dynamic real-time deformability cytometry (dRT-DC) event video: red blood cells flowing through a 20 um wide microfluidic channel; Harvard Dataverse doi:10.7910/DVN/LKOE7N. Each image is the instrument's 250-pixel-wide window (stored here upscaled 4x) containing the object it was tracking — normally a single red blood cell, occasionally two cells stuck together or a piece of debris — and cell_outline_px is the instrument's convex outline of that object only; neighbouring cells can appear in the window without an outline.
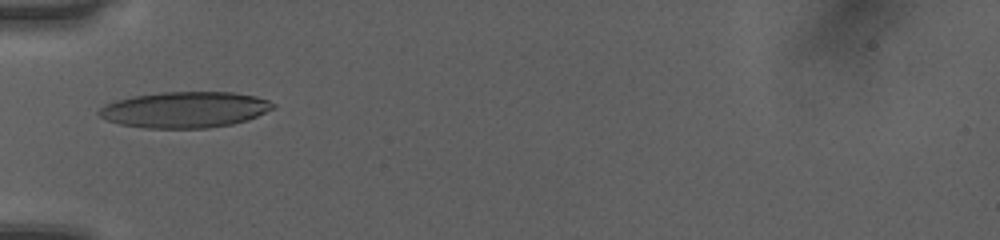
{"species": "human", "species_latin": "Homo sapiens", "temperature_condition": "room temperature", "stored_images_in_passage": 34, "camera_frame_rate_fps": 3000, "um_per_image_px": 0.085, "donor": {"sex": "female"}, "frame": {"image": 1, "passage_image": 1, "time_ms": 0.0, "image_size_px": [1000, 240], "cell_outline_px": [[276, 108], [248, 120], [232, 124], [208, 128], [148, 128], [120, 124], [108, 120], [100, 116], [96, 112], [104, 104], [116, 100], [132, 96], [160, 92], [232, 92], [256, 96], [268, 100], [276, 104]], "centroid_in_image_um": [15.74, 9.32], "position_along_channel_um": 69.3, "area_um2": 36.7}}
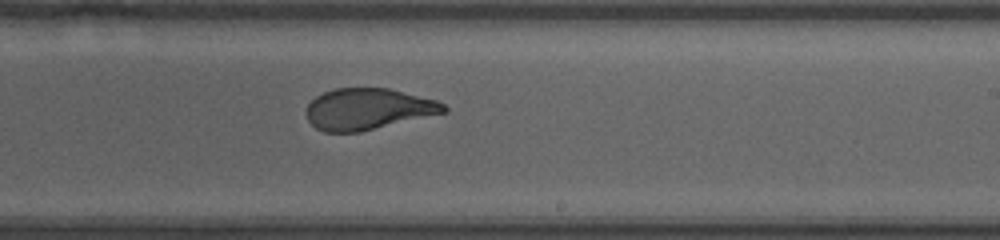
{"frame": {"image": 2, "passage_image": 15, "time_ms": 4.667, "image_size_px": [1000, 240], "cell_outline_px": [[448, 112], [360, 132], [324, 132], [316, 128], [308, 120], [308, 104], [316, 96], [324, 92], [336, 88], [388, 88], [436, 100], [444, 104], [448, 108]], "centroid_in_image_um": [31.31, 9.27], "position_along_channel_um": 257.7, "area_um2": 32.95}}
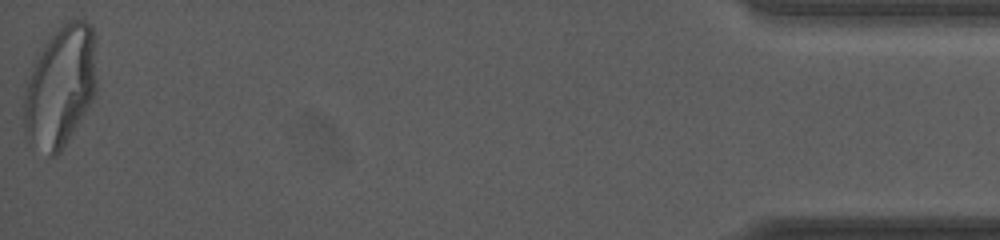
{"frame": {"image": 3, "passage_image": 34, "time_ms": 11.0, "image_size_px": [1000, 240], "cell_outline_px": [[96, 92], [92, 100], [60, 152], [56, 156], [52, 156], [28, 140], [24, 132], [24, 88], [36, 60], [44, 44], [64, 24], [72, 20], [84, 20], [92, 28], [96, 80]], "centroid_in_image_um": [5.11, 7.38], "position_along_channel_um": 430.1, "area_um2": 50.17}, "authors_computed_cell_mechanics": {"area_um2": 35.5181, "velocity_mm_per_s": 4.0643, "shape_relaxation_time_tau1_ms": 5.1376, "shape_relaxation_time_tau2_ms": 0.8378, "deformation_change_tau1": 0.2148, "deformation_change_tau2": 0.0753}}